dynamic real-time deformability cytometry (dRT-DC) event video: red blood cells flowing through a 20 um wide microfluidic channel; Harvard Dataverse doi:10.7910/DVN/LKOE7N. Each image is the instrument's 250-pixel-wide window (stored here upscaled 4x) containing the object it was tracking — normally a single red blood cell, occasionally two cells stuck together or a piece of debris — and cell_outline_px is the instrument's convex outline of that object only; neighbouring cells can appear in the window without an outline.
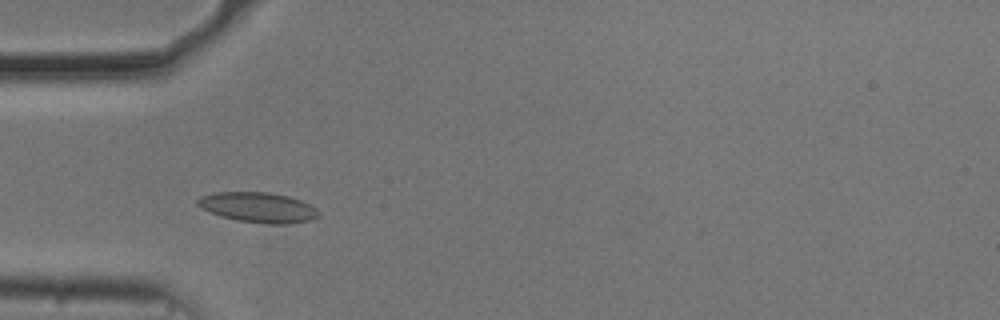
{"species": "common noctule bat (a hibernating species)", "species_latin": "Nyctalus noctula", "temperature_condition": "cold", "stored_images_in_passage": 42, "camera_frame_rate_fps": 3000, "um_per_image_px": 0.085, "animal": {"sex": "male", "body_mass_g": 20.5, "forearm_length_mm": 52.5}, "frame": {"image": 1, "passage_image": 4, "time_ms": 1.0, "image_size_px": [1000, 320], "cell_outline_px": [[320, 216], [312, 220], [288, 224], [272, 224], [236, 220], [220, 216], [200, 208], [196, 204], [196, 200], [200, 196], [216, 192], [268, 192], [288, 196], [300, 200], [316, 208], [320, 212]], "centroid_in_image_um": [21.94, 17.63], "position_along_channel_um": 63.1, "area_um2": 21.39}}
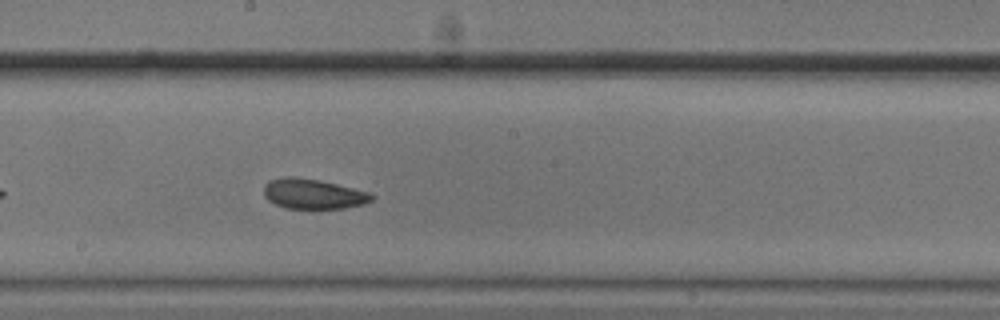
{"frame": {"image": 2, "passage_image": 17, "time_ms": 5.333, "image_size_px": [1000, 320], "cell_outline_px": [[372, 200], [364, 204], [344, 208], [284, 208], [268, 200], [264, 196], [264, 184], [268, 180], [288, 176], [292, 176], [320, 180], [368, 192], [372, 196]], "centroid_in_image_um": [26.56, 16.47], "position_along_channel_um": 221.6, "area_um2": 18.73}}
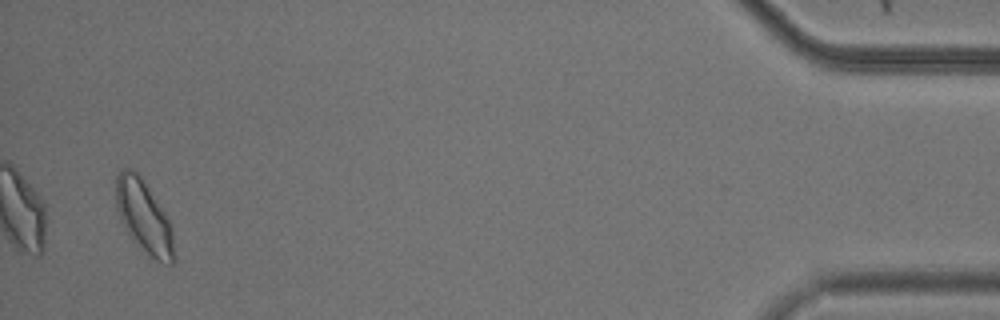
{"frame": {"image": 3, "passage_image": 40, "time_ms": 13.0, "image_size_px": [1000, 320], "cell_outline_px": [[176, 260], [172, 264], [168, 264], [156, 260], [132, 240], [120, 220], [116, 208], [116, 176], [120, 168], [132, 168], [140, 176], [172, 224]], "centroid_in_image_um": [12.24, 18.44], "position_along_channel_um": 423.0, "area_um2": 24.68}, "authors_computed_cell_mechanics": {"area_um2": 19.7387, "velocity_mm_per_s": 3.6842, "shape_relaxation_time_tau1_ms": 9.6874, "shape_relaxation_time_tau2_ms": 3.7884, "deformation_change_tau1": 0.1183, "deformation_change_tau2": 0.0736}}